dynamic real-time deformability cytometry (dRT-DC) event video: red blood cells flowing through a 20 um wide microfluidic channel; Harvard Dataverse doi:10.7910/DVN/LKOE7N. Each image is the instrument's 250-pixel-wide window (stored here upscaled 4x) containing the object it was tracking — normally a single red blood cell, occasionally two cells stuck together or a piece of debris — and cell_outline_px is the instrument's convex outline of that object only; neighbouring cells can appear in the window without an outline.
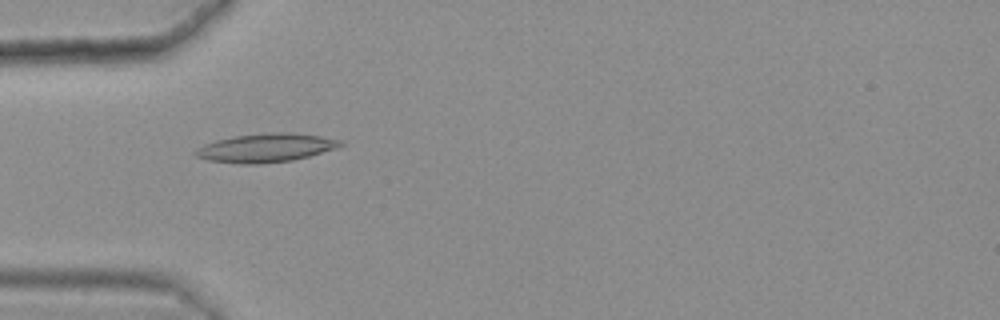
{"species": "common noctule bat (a hibernating species)", "species_latin": "Nyctalus noctula", "temperature_condition": "warm", "stored_images_in_passage": 39, "camera_frame_rate_fps": 3000, "um_per_image_px": 0.085, "animal": {"sex": "female", "body_mass_g": 25.1}, "frame": {"image": 1, "passage_image": 6, "time_ms": 1.667, "image_size_px": [1000, 320], "cell_outline_px": [[344, 144], [336, 148], [308, 156], [292, 160], [260, 164], [240, 164], [208, 160], [196, 156], [192, 152], [196, 148], [204, 144], [216, 140], [232, 136], [264, 132], [284, 132], [320, 136], [340, 140]], "centroid_in_image_um": [22.54, 12.56], "position_along_channel_um": 62.5, "area_um2": 24.22}}
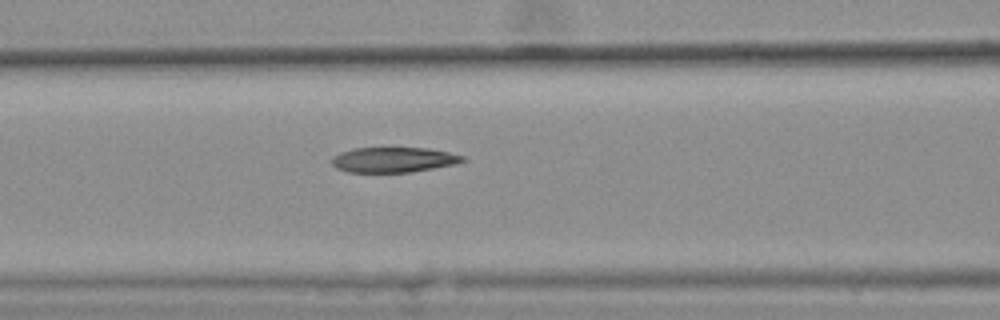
{"frame": {"image": 2, "passage_image": 12, "time_ms": 3.667, "image_size_px": [1000, 320], "cell_outline_px": [[468, 160], [456, 164], [408, 172], [348, 172], [336, 168], [332, 164], [332, 156], [340, 152], [352, 148], [428, 148], [448, 152], [464, 156]], "centroid_in_image_um": [33.44, 13.57], "position_along_channel_um": 133.2, "area_um2": 19.19}}
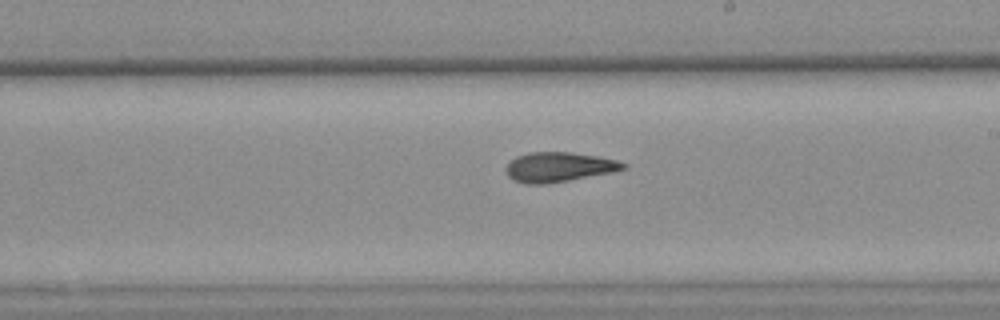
{"frame": {"image": 3, "passage_image": 21, "time_ms": 6.667, "image_size_px": [1000, 320], "cell_outline_px": [[628, 168], [612, 172], [568, 180], [544, 184], [524, 184], [512, 180], [508, 176], [504, 168], [516, 156], [528, 152], [572, 152], [596, 156], [616, 160], [628, 164]], "centroid_in_image_um": [47.48, 14.2], "position_along_channel_um": 241.5, "area_um2": 20.35}, "authors_computed_cell_mechanics": {"area_um2": 20.3456, "velocity_mm_per_s": 3.6181, "shape_relaxation_time_tau1_ms": null, "shape_relaxation_time_tau2_ms": 2.9281, "deformation_change_tau1": null, "deformation_change_tau2": 0.1097}}